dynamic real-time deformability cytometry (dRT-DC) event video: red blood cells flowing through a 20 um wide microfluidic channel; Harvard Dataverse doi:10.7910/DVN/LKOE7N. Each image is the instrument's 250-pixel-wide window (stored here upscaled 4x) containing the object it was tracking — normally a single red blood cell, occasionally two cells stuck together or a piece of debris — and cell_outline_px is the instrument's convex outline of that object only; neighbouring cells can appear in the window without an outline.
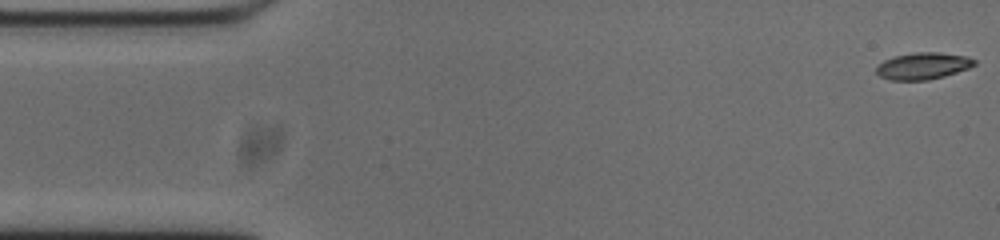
{"species": "common noctule bat (a hibernating species)", "species_latin": "Nyctalus noctula", "temperature_condition": "cold", "stored_images_in_passage": 53, "camera_frame_rate_fps": 3000, "um_per_image_px": 0.085, "animal": {"sex": "male", "body_mass_g": 20.0, "forearm_length_mm": 53.3}, "frame": {"image": 1, "passage_image": 1, "time_ms": 0.0, "image_size_px": [1000, 240], "cell_outline_px": [[976, 64], [968, 68], [944, 76], [928, 80], [888, 80], [880, 76], [876, 72], [876, 68], [884, 60], [892, 56], [916, 52], [940, 52], [968, 56], [976, 60]], "centroid_in_image_um": [78.46, 5.59], "position_along_channel_um": 6.5, "area_um2": 15.37}}
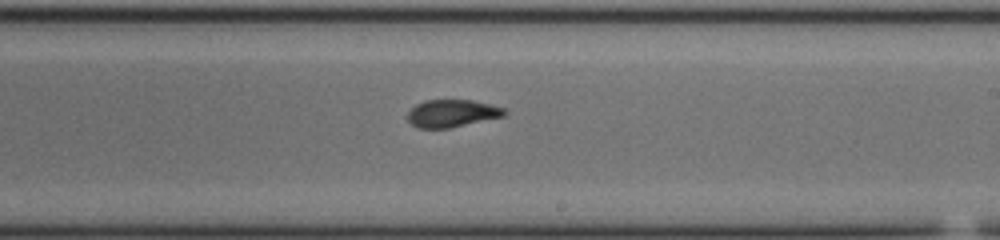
{"frame": {"image": 2, "passage_image": 30, "time_ms": 9.667, "image_size_px": [1000, 240], "cell_outline_px": [[508, 112], [504, 116], [448, 128], [416, 128], [408, 120], [408, 112], [416, 104], [424, 100], [472, 100], [504, 108]], "centroid_in_image_um": [38.4, 9.63], "position_along_channel_um": 250.6, "area_um2": 15.37}}
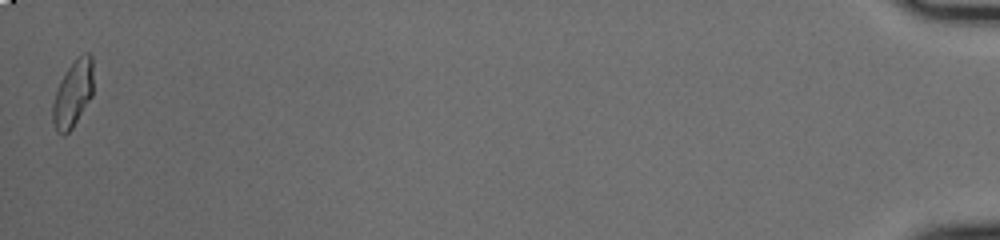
{"frame": {"image": 3, "passage_image": 53, "time_ms": 17.333, "image_size_px": [1000, 240], "cell_outline_px": [[92, 96], [72, 128], [64, 136], [56, 132], [52, 120], [52, 104], [60, 80], [68, 68], [84, 52], [88, 52], [92, 56]], "centroid_in_image_um": [6.18, 8.0], "position_along_channel_um": 429.0, "area_um2": 15.61}, "authors_computed_cell_mechanics": {"area_um2": 15.8372, "velocity_mm_per_s": 3.7438, "shape_relaxation_time_tau1_ms": null, "shape_relaxation_time_tau2_ms": 1.6908, "deformation_change_tau1": null, "deformation_change_tau2": 0.0574}}